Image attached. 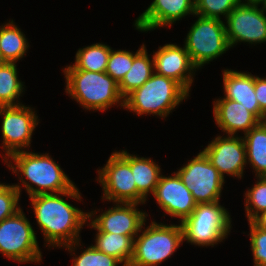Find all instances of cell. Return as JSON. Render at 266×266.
<instances>
[{
	"mask_svg": "<svg viewBox=\"0 0 266 266\" xmlns=\"http://www.w3.org/2000/svg\"><path fill=\"white\" fill-rule=\"evenodd\" d=\"M64 196L81 200L76 185L61 193L41 194L29 198L47 246L59 248L63 246L72 253L75 247L80 245L79 234L84 224L88 223V213L68 203L64 200Z\"/></svg>",
	"mask_w": 266,
	"mask_h": 266,
	"instance_id": "cell-1",
	"label": "cell"
},
{
	"mask_svg": "<svg viewBox=\"0 0 266 266\" xmlns=\"http://www.w3.org/2000/svg\"><path fill=\"white\" fill-rule=\"evenodd\" d=\"M9 158L12 160L8 164L6 163L8 168L16 175L25 176L24 178L22 176L19 177V180L22 182L23 187L26 188L29 197L61 193L75 186L60 165L48 153L38 154L23 150L12 154ZM12 161H14L15 166ZM33 184L36 186L34 187Z\"/></svg>",
	"mask_w": 266,
	"mask_h": 266,
	"instance_id": "cell-2",
	"label": "cell"
},
{
	"mask_svg": "<svg viewBox=\"0 0 266 266\" xmlns=\"http://www.w3.org/2000/svg\"><path fill=\"white\" fill-rule=\"evenodd\" d=\"M66 94L87 110L105 111L120 103L124 107L119 84L106 72L79 70L74 65L63 69Z\"/></svg>",
	"mask_w": 266,
	"mask_h": 266,
	"instance_id": "cell-3",
	"label": "cell"
},
{
	"mask_svg": "<svg viewBox=\"0 0 266 266\" xmlns=\"http://www.w3.org/2000/svg\"><path fill=\"white\" fill-rule=\"evenodd\" d=\"M189 93L175 80L154 74L124 98V107L138 116L158 115L163 119L187 99Z\"/></svg>",
	"mask_w": 266,
	"mask_h": 266,
	"instance_id": "cell-4",
	"label": "cell"
},
{
	"mask_svg": "<svg viewBox=\"0 0 266 266\" xmlns=\"http://www.w3.org/2000/svg\"><path fill=\"white\" fill-rule=\"evenodd\" d=\"M136 237L129 266H157L173 255L184 241L181 223L167 225L152 221Z\"/></svg>",
	"mask_w": 266,
	"mask_h": 266,
	"instance_id": "cell-5",
	"label": "cell"
},
{
	"mask_svg": "<svg viewBox=\"0 0 266 266\" xmlns=\"http://www.w3.org/2000/svg\"><path fill=\"white\" fill-rule=\"evenodd\" d=\"M184 241L198 246H213L231 231V217L220 202L197 204L182 223Z\"/></svg>",
	"mask_w": 266,
	"mask_h": 266,
	"instance_id": "cell-6",
	"label": "cell"
},
{
	"mask_svg": "<svg viewBox=\"0 0 266 266\" xmlns=\"http://www.w3.org/2000/svg\"><path fill=\"white\" fill-rule=\"evenodd\" d=\"M198 19L191 26L185 39V49L193 64L199 69L217 59L230 49L225 22L196 15Z\"/></svg>",
	"mask_w": 266,
	"mask_h": 266,
	"instance_id": "cell-7",
	"label": "cell"
},
{
	"mask_svg": "<svg viewBox=\"0 0 266 266\" xmlns=\"http://www.w3.org/2000/svg\"><path fill=\"white\" fill-rule=\"evenodd\" d=\"M22 209L0 222V252L18 263H39L42 253L36 233Z\"/></svg>",
	"mask_w": 266,
	"mask_h": 266,
	"instance_id": "cell-8",
	"label": "cell"
},
{
	"mask_svg": "<svg viewBox=\"0 0 266 266\" xmlns=\"http://www.w3.org/2000/svg\"><path fill=\"white\" fill-rule=\"evenodd\" d=\"M97 172V181L104 191L103 200L113 201L114 204L146 202L147 199L137 191L130 164L118 152L114 151Z\"/></svg>",
	"mask_w": 266,
	"mask_h": 266,
	"instance_id": "cell-9",
	"label": "cell"
},
{
	"mask_svg": "<svg viewBox=\"0 0 266 266\" xmlns=\"http://www.w3.org/2000/svg\"><path fill=\"white\" fill-rule=\"evenodd\" d=\"M197 204L219 202L224 179L201 151L176 172Z\"/></svg>",
	"mask_w": 266,
	"mask_h": 266,
	"instance_id": "cell-10",
	"label": "cell"
},
{
	"mask_svg": "<svg viewBox=\"0 0 266 266\" xmlns=\"http://www.w3.org/2000/svg\"><path fill=\"white\" fill-rule=\"evenodd\" d=\"M2 116L1 134L2 148L4 149V162L8 163L9 157L22 149L29 148L32 133L38 125V116L29 106L21 103L18 106H0Z\"/></svg>",
	"mask_w": 266,
	"mask_h": 266,
	"instance_id": "cell-11",
	"label": "cell"
},
{
	"mask_svg": "<svg viewBox=\"0 0 266 266\" xmlns=\"http://www.w3.org/2000/svg\"><path fill=\"white\" fill-rule=\"evenodd\" d=\"M239 4L226 18V34L230 47L238 42L261 44L266 42V6Z\"/></svg>",
	"mask_w": 266,
	"mask_h": 266,
	"instance_id": "cell-12",
	"label": "cell"
},
{
	"mask_svg": "<svg viewBox=\"0 0 266 266\" xmlns=\"http://www.w3.org/2000/svg\"><path fill=\"white\" fill-rule=\"evenodd\" d=\"M137 205L139 204L116 203L113 205L115 207L107 209L94 219L92 217L97 214V211L87 212L88 220L91 222L89 226L97 232L116 233L131 236L134 239L144 228L146 216H148L144 211H139Z\"/></svg>",
	"mask_w": 266,
	"mask_h": 266,
	"instance_id": "cell-13",
	"label": "cell"
},
{
	"mask_svg": "<svg viewBox=\"0 0 266 266\" xmlns=\"http://www.w3.org/2000/svg\"><path fill=\"white\" fill-rule=\"evenodd\" d=\"M202 152L223 178L224 174L238 179L243 177L247 159L242 136L240 138L237 135L217 136Z\"/></svg>",
	"mask_w": 266,
	"mask_h": 266,
	"instance_id": "cell-14",
	"label": "cell"
},
{
	"mask_svg": "<svg viewBox=\"0 0 266 266\" xmlns=\"http://www.w3.org/2000/svg\"><path fill=\"white\" fill-rule=\"evenodd\" d=\"M152 195L162 210L171 217L179 218L180 223L188 218L197 206L190 190L176 172L168 177L161 175Z\"/></svg>",
	"mask_w": 266,
	"mask_h": 266,
	"instance_id": "cell-15",
	"label": "cell"
},
{
	"mask_svg": "<svg viewBox=\"0 0 266 266\" xmlns=\"http://www.w3.org/2000/svg\"><path fill=\"white\" fill-rule=\"evenodd\" d=\"M152 57L155 73L172 78L190 92L194 71L198 68L193 64L185 46L182 48L177 44H165L159 46Z\"/></svg>",
	"mask_w": 266,
	"mask_h": 266,
	"instance_id": "cell-16",
	"label": "cell"
},
{
	"mask_svg": "<svg viewBox=\"0 0 266 266\" xmlns=\"http://www.w3.org/2000/svg\"><path fill=\"white\" fill-rule=\"evenodd\" d=\"M188 14L195 16L194 0H154L139 15L134 25L137 30L148 32L159 27L172 26Z\"/></svg>",
	"mask_w": 266,
	"mask_h": 266,
	"instance_id": "cell-17",
	"label": "cell"
},
{
	"mask_svg": "<svg viewBox=\"0 0 266 266\" xmlns=\"http://www.w3.org/2000/svg\"><path fill=\"white\" fill-rule=\"evenodd\" d=\"M213 114L216 124L224 133L235 136L240 130L244 135L261 121L243 104L226 98L213 101Z\"/></svg>",
	"mask_w": 266,
	"mask_h": 266,
	"instance_id": "cell-18",
	"label": "cell"
},
{
	"mask_svg": "<svg viewBox=\"0 0 266 266\" xmlns=\"http://www.w3.org/2000/svg\"><path fill=\"white\" fill-rule=\"evenodd\" d=\"M224 97L243 104L261 122L266 115L260 110L254 89V75L226 69L223 71Z\"/></svg>",
	"mask_w": 266,
	"mask_h": 266,
	"instance_id": "cell-19",
	"label": "cell"
},
{
	"mask_svg": "<svg viewBox=\"0 0 266 266\" xmlns=\"http://www.w3.org/2000/svg\"><path fill=\"white\" fill-rule=\"evenodd\" d=\"M129 164L137 191L146 199L153 194L162 175L161 168L150 158L137 157L127 151H117Z\"/></svg>",
	"mask_w": 266,
	"mask_h": 266,
	"instance_id": "cell-20",
	"label": "cell"
},
{
	"mask_svg": "<svg viewBox=\"0 0 266 266\" xmlns=\"http://www.w3.org/2000/svg\"><path fill=\"white\" fill-rule=\"evenodd\" d=\"M246 159L256 177L266 176V123L260 122L243 136Z\"/></svg>",
	"mask_w": 266,
	"mask_h": 266,
	"instance_id": "cell-21",
	"label": "cell"
},
{
	"mask_svg": "<svg viewBox=\"0 0 266 266\" xmlns=\"http://www.w3.org/2000/svg\"><path fill=\"white\" fill-rule=\"evenodd\" d=\"M10 21L0 26V53L5 62L17 63L24 57L29 43L14 21Z\"/></svg>",
	"mask_w": 266,
	"mask_h": 266,
	"instance_id": "cell-22",
	"label": "cell"
},
{
	"mask_svg": "<svg viewBox=\"0 0 266 266\" xmlns=\"http://www.w3.org/2000/svg\"><path fill=\"white\" fill-rule=\"evenodd\" d=\"M144 47L133 59L131 69L119 83V90L123 98L135 89L141 87L154 74L153 57L150 59Z\"/></svg>",
	"mask_w": 266,
	"mask_h": 266,
	"instance_id": "cell-23",
	"label": "cell"
},
{
	"mask_svg": "<svg viewBox=\"0 0 266 266\" xmlns=\"http://www.w3.org/2000/svg\"><path fill=\"white\" fill-rule=\"evenodd\" d=\"M93 246L98 251L114 256L123 263L122 266H129L133 256L134 239L116 233L97 232Z\"/></svg>",
	"mask_w": 266,
	"mask_h": 266,
	"instance_id": "cell-24",
	"label": "cell"
},
{
	"mask_svg": "<svg viewBox=\"0 0 266 266\" xmlns=\"http://www.w3.org/2000/svg\"><path fill=\"white\" fill-rule=\"evenodd\" d=\"M23 91L24 87L18 78L16 63L5 62L0 65V106L21 105L18 98L22 96Z\"/></svg>",
	"mask_w": 266,
	"mask_h": 266,
	"instance_id": "cell-25",
	"label": "cell"
},
{
	"mask_svg": "<svg viewBox=\"0 0 266 266\" xmlns=\"http://www.w3.org/2000/svg\"><path fill=\"white\" fill-rule=\"evenodd\" d=\"M110 51L111 47L102 43L80 48L75 55L73 65L79 70L105 72Z\"/></svg>",
	"mask_w": 266,
	"mask_h": 266,
	"instance_id": "cell-26",
	"label": "cell"
},
{
	"mask_svg": "<svg viewBox=\"0 0 266 266\" xmlns=\"http://www.w3.org/2000/svg\"><path fill=\"white\" fill-rule=\"evenodd\" d=\"M256 184L245 193V210L249 221L266 211V176H258Z\"/></svg>",
	"mask_w": 266,
	"mask_h": 266,
	"instance_id": "cell-27",
	"label": "cell"
},
{
	"mask_svg": "<svg viewBox=\"0 0 266 266\" xmlns=\"http://www.w3.org/2000/svg\"><path fill=\"white\" fill-rule=\"evenodd\" d=\"M145 47L143 44L136 53L126 50H112L107 62L106 73L110 75L118 84L125 74L131 69L134 57Z\"/></svg>",
	"mask_w": 266,
	"mask_h": 266,
	"instance_id": "cell-28",
	"label": "cell"
},
{
	"mask_svg": "<svg viewBox=\"0 0 266 266\" xmlns=\"http://www.w3.org/2000/svg\"><path fill=\"white\" fill-rule=\"evenodd\" d=\"M195 15L219 19L221 15L225 20L229 13L240 4L239 0H194Z\"/></svg>",
	"mask_w": 266,
	"mask_h": 266,
	"instance_id": "cell-29",
	"label": "cell"
},
{
	"mask_svg": "<svg viewBox=\"0 0 266 266\" xmlns=\"http://www.w3.org/2000/svg\"><path fill=\"white\" fill-rule=\"evenodd\" d=\"M21 187L22 185L20 186V183L19 185L0 183V222L14 215L21 209V207L18 206Z\"/></svg>",
	"mask_w": 266,
	"mask_h": 266,
	"instance_id": "cell-30",
	"label": "cell"
},
{
	"mask_svg": "<svg viewBox=\"0 0 266 266\" xmlns=\"http://www.w3.org/2000/svg\"><path fill=\"white\" fill-rule=\"evenodd\" d=\"M72 266H118L121 262L114 256L98 251L93 245L73 258Z\"/></svg>",
	"mask_w": 266,
	"mask_h": 266,
	"instance_id": "cell-31",
	"label": "cell"
},
{
	"mask_svg": "<svg viewBox=\"0 0 266 266\" xmlns=\"http://www.w3.org/2000/svg\"><path fill=\"white\" fill-rule=\"evenodd\" d=\"M250 245L254 257V266H266V230L249 221Z\"/></svg>",
	"mask_w": 266,
	"mask_h": 266,
	"instance_id": "cell-32",
	"label": "cell"
},
{
	"mask_svg": "<svg viewBox=\"0 0 266 266\" xmlns=\"http://www.w3.org/2000/svg\"><path fill=\"white\" fill-rule=\"evenodd\" d=\"M254 89L260 110L266 115V78L254 76Z\"/></svg>",
	"mask_w": 266,
	"mask_h": 266,
	"instance_id": "cell-33",
	"label": "cell"
},
{
	"mask_svg": "<svg viewBox=\"0 0 266 266\" xmlns=\"http://www.w3.org/2000/svg\"><path fill=\"white\" fill-rule=\"evenodd\" d=\"M253 222L260 228L266 230V211L259 214Z\"/></svg>",
	"mask_w": 266,
	"mask_h": 266,
	"instance_id": "cell-34",
	"label": "cell"
},
{
	"mask_svg": "<svg viewBox=\"0 0 266 266\" xmlns=\"http://www.w3.org/2000/svg\"><path fill=\"white\" fill-rule=\"evenodd\" d=\"M240 4H261V5H266V0H239Z\"/></svg>",
	"mask_w": 266,
	"mask_h": 266,
	"instance_id": "cell-35",
	"label": "cell"
},
{
	"mask_svg": "<svg viewBox=\"0 0 266 266\" xmlns=\"http://www.w3.org/2000/svg\"><path fill=\"white\" fill-rule=\"evenodd\" d=\"M5 61L3 60L2 56H1V53H0V65L4 64Z\"/></svg>",
	"mask_w": 266,
	"mask_h": 266,
	"instance_id": "cell-36",
	"label": "cell"
}]
</instances>
